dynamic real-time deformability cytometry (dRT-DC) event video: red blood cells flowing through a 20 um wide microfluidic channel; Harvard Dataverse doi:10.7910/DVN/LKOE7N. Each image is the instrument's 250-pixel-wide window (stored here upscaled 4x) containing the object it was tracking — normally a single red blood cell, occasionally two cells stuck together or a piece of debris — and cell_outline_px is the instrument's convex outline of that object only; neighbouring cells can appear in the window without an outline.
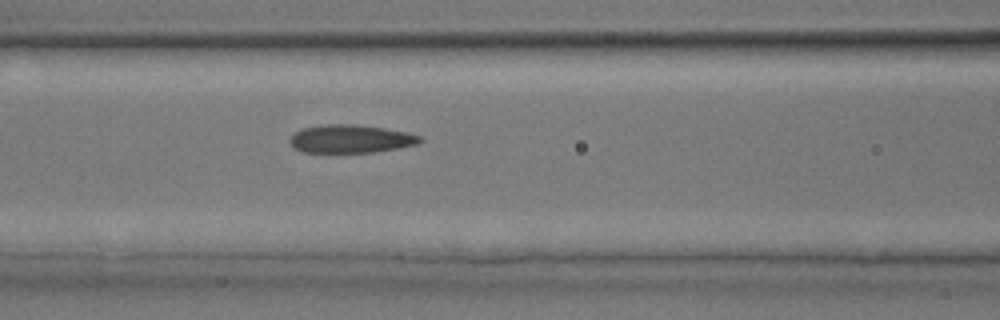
{"species": "common noctule bat (a hibernating species)", "species_latin": "Nyctalus noctula", "temperature_condition": "room temperature", "stored_images_in_passage": 5, "camera_frame_rate_fps": 3000, "um_per_image_px": 0.085, "animal": {"sex": "male", "body_mass_g": 17.9, "forearm_length_mm": 54.2}, "frame": {"image": 1, "passage_image": 5, "time_ms": 5.0, "image_size_px": [1000, 320], "cell_outline_px": [[424, 140], [420, 144], [372, 152], [304, 152], [292, 148], [288, 140], [296, 132], [304, 128], [324, 124], [352, 124], [384, 128], [408, 132], [420, 136]], "centroid_in_image_um": [29.82, 11.8], "position_along_channel_um": 136.8, "area_um2": 21.33}}